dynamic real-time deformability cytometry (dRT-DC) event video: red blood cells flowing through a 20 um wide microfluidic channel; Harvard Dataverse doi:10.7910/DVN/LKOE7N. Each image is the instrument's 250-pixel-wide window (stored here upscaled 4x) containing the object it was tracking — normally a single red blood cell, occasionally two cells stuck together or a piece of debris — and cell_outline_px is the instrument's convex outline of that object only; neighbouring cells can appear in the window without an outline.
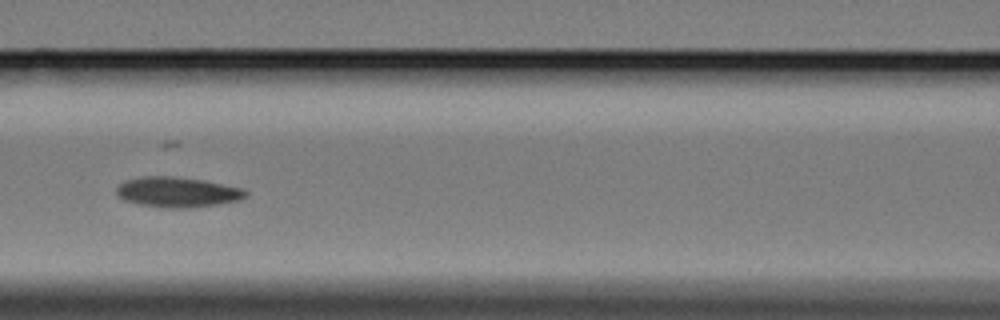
{"species": "Egyptian fruit bat (a non-hibernating species)", "species_latin": "Rousettus aegyptiacus", "temperature_condition": "cold", "stored_images_in_passage": 14, "camera_frame_rate_fps": 3000, "um_per_image_px": 0.085, "animal": {"sex": "female"}, "frame": {"image": 1, "passage_image": 6, "time_ms": 7.0, "image_size_px": [1000, 320], "cell_outline_px": [[248, 196], [240, 200], [220, 204], [180, 208], [164, 208], [140, 204], [124, 200], [116, 192], [116, 188], [124, 180], [144, 176], [172, 176], [204, 180], [244, 188], [248, 192]], "centroid_in_image_um": [15.12, 16.32], "position_along_channel_um": 151.5, "area_um2": 22.83}}
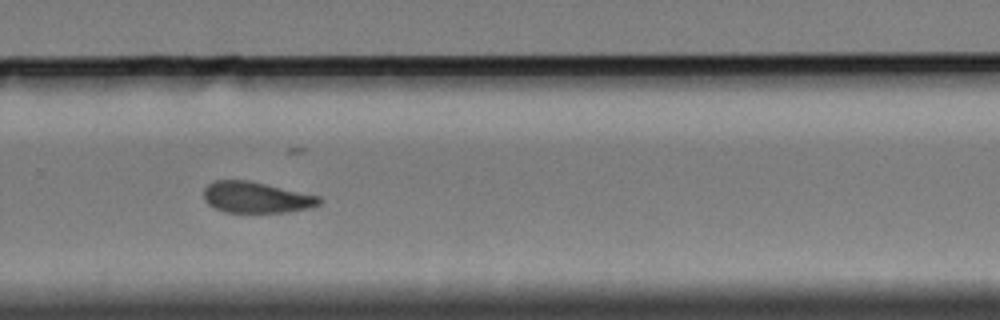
{"frame": {"image": 2, "passage_image": 10, "time_ms": 11.667, "image_size_px": [1000, 320], "cell_outline_px": [[324, 200], [320, 204], [308, 208], [280, 212], [224, 212], [208, 204], [204, 200], [204, 188], [208, 184], [216, 180], [248, 180], [320, 196]], "centroid_in_image_um": [21.77, 16.77], "position_along_channel_um": 308.0, "area_um2": 20.81}}
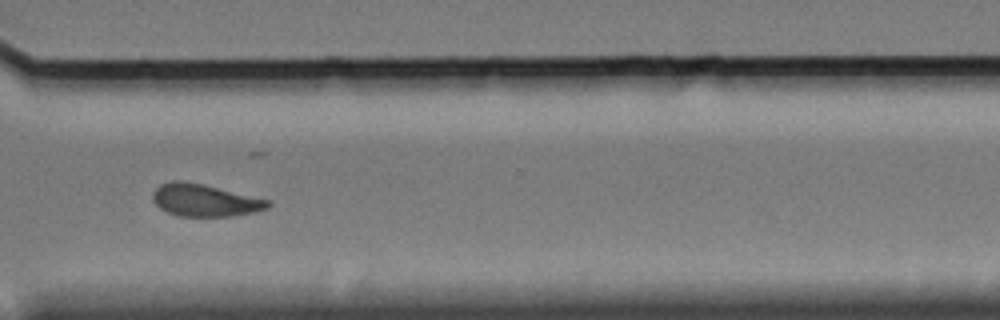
{"frame": {"image": 3, "passage_image": 11, "time_ms": 13.0, "image_size_px": [1000, 320], "cell_outline_px": [[272, 204], [268, 208], [252, 212], [232, 216], [176, 216], [160, 208], [156, 204], [152, 196], [156, 188], [160, 184], [172, 180], [184, 180], [204, 184], [272, 200]], "centroid_in_image_um": [17.43, 17.01], "position_along_channel_um": 353.2, "area_um2": 21.85}, "authors_computed_cell_mechanics": {"area_um2": 22.1952, "velocity_mm_per_s": 3.3732, "shape_relaxation_time_tau1_ms": null, "shape_relaxation_time_tau2_ms": 3.8873, "deformation_change_tau1": null, "deformation_change_tau2": 0.1048}}